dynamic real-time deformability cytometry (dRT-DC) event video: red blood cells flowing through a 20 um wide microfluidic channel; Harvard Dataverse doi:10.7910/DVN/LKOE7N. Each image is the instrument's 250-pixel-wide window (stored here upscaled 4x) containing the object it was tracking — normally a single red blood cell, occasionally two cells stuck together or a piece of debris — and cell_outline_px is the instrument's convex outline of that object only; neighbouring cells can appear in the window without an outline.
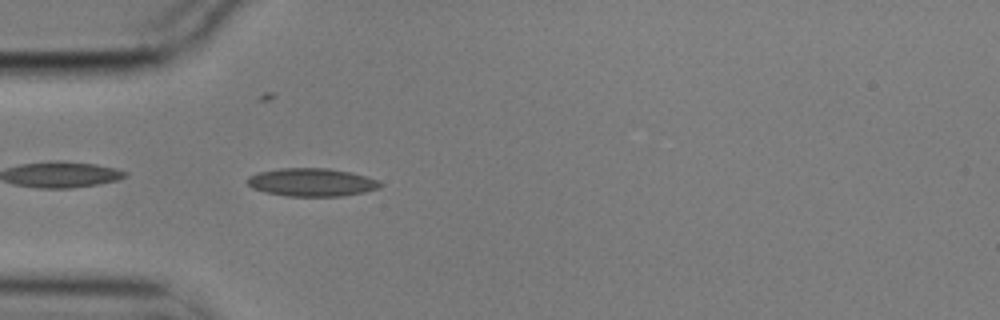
{"species": "common noctule bat (a hibernating species)", "species_latin": "Nyctalus noctula", "temperature_condition": "cold", "stored_images_in_passage": 3, "camera_frame_rate_fps": 3000, "um_per_image_px": 0.085, "animal": {"sex": "male", "body_mass_g": 17.9}, "frame": {"image": 1, "passage_image": 3, "time_ms": 0.667, "image_size_px": [1000, 320], "cell_outline_px": [[384, 184], [380, 188], [364, 192], [344, 196], [288, 196], [264, 192], [252, 188], [244, 180], [248, 176], [260, 172], [280, 168], [328, 168], [352, 172], [380, 180]], "centroid_in_image_um": [26.52, 15.49], "position_along_channel_um": 58.5, "area_um2": 22.02}}